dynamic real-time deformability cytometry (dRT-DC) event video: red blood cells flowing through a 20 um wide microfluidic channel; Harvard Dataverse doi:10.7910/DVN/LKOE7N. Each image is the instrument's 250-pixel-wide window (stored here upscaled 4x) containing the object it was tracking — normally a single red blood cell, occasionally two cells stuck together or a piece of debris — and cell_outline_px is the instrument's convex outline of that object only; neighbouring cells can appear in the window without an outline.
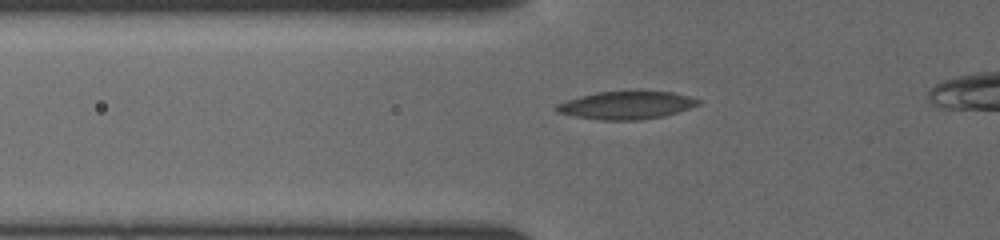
{"species": "common noctule bat (a hibernating species)", "species_latin": "Nyctalus noctula", "temperature_condition": "cold", "stored_images_in_passage": 17, "camera_frame_rate_fps": 3000, "um_per_image_px": 0.085, "animal": {"sex": "female", "body_mass_g": 19.5, "forearm_length_mm": 54.1}, "frame": {"image": 1, "passage_image": 6, "time_ms": 1.333, "image_size_px": [1000, 240], "cell_outline_px": [[700, 104], [664, 116], [640, 120], [600, 120], [576, 116], [556, 112], [556, 104], [580, 96], [596, 92], [636, 88], [672, 92], [688, 96], [700, 100]], "centroid_in_image_um": [53.26, 8.9], "position_along_channel_um": 72.5, "area_um2": 23.7}}
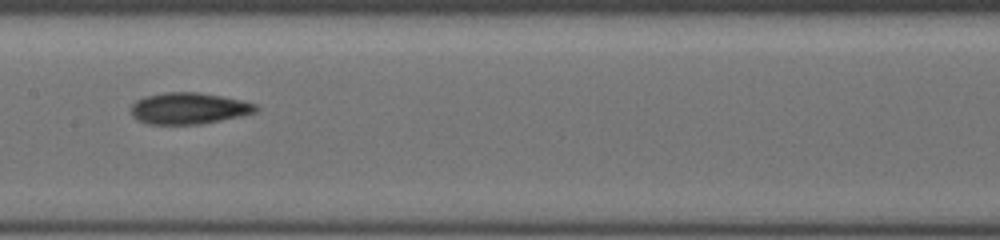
{"frame": {"image": 2, "passage_image": 14, "time_ms": 4.333, "image_size_px": [1000, 240], "cell_outline_px": [[260, 108], [256, 112], [240, 116], [200, 124], [148, 124], [140, 120], [132, 112], [132, 104], [136, 100], [144, 96], [164, 92], [196, 92], [220, 96], [240, 100], [256, 104]], "centroid_in_image_um": [16.06, 9.2], "position_along_channel_um": 191.3, "area_um2": 22.6}}
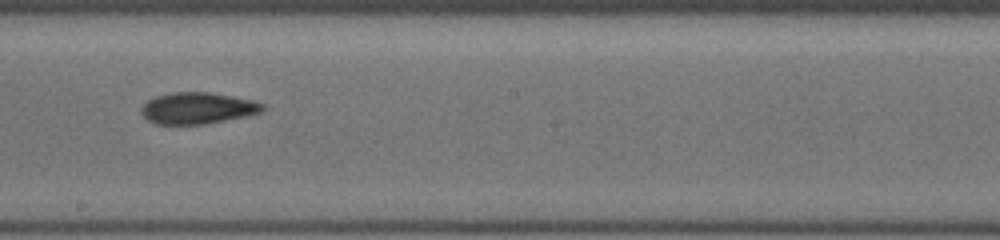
{"frame": {"image": 3, "passage_image": 16, "time_ms": 5.333, "image_size_px": [1000, 240], "cell_outline_px": [[264, 108], [260, 112], [244, 116], [224, 120], [200, 124], [156, 124], [148, 120], [140, 112], [144, 104], [148, 100], [156, 96], [172, 92], [212, 92], [252, 100], [264, 104]], "centroid_in_image_um": [16.77, 9.18], "position_along_channel_um": 231.4, "area_um2": 21.96}}